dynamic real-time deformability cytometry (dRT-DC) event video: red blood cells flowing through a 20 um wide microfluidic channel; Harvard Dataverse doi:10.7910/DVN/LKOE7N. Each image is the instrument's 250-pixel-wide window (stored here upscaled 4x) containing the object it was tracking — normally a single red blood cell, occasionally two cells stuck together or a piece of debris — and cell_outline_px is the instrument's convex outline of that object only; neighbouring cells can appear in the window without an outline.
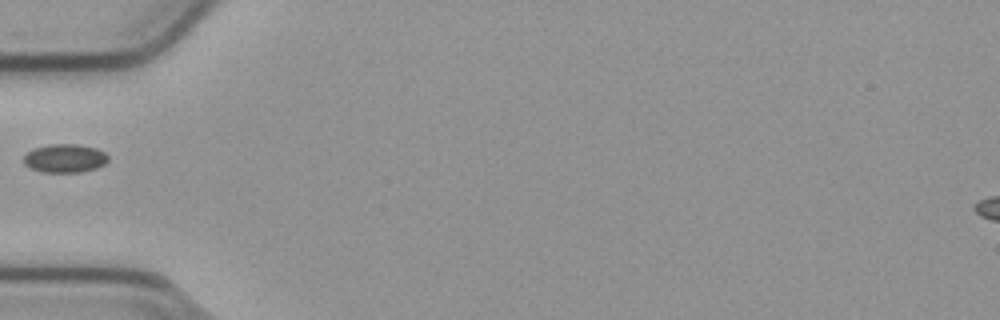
{"species": "common noctule bat (a hibernating species)", "species_latin": "Nyctalus noctula", "temperature_condition": "cold", "stored_images_in_passage": 3, "camera_frame_rate_fps": 3000, "um_per_image_px": 0.085, "animal": {"sex": "male", "body_mass_g": 23.1, "forearm_length_mm": 52.7}, "frame": {"image": 1, "passage_image": 1, "time_ms": 0.0, "image_size_px": [1000, 320], "cell_outline_px": [[108, 160], [104, 164], [96, 168], [80, 172], [44, 172], [32, 168], [24, 164], [24, 156], [32, 148], [48, 144], [76, 144], [96, 148], [104, 152], [108, 156]], "centroid_in_image_um": [5.51, 13.44], "position_along_channel_um": 79.5, "area_um2": 13.99}}